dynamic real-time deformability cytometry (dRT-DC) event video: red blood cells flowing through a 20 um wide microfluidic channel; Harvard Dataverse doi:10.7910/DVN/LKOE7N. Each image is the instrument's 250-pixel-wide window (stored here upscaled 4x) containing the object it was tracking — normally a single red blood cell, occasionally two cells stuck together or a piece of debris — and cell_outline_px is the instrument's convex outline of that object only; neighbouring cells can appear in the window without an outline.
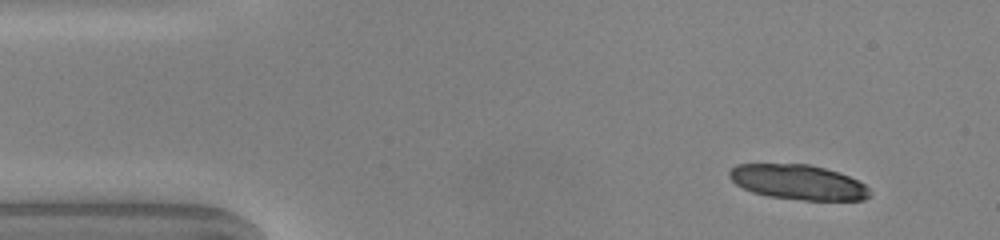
{"species": "common noctule bat (a hibernating species)", "species_latin": "Nyctalus noctula", "temperature_condition": "warm", "stored_images_in_passage": 40, "camera_frame_rate_fps": 3000, "um_per_image_px": 0.085, "animal": {"sex": "male", "body_mass_g": 20.0, "forearm_length_mm": 53.3}, "frame": {"image": 1, "passage_image": 1, "time_ms": 0.0, "image_size_px": [1000, 240], "cell_outline_px": [[872, 196], [864, 200], [804, 200], [768, 196], [752, 192], [736, 184], [728, 176], [728, 172], [736, 164], [808, 164], [824, 168], [848, 176], [864, 184], [872, 192]], "centroid_in_image_um": [67.85, 15.49], "position_along_channel_um": 17.2, "area_um2": 28.5}}
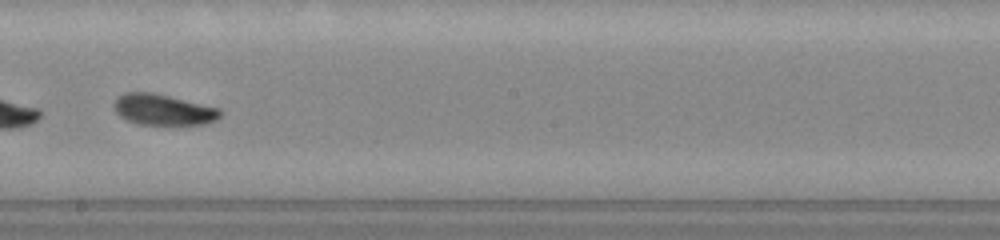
{"frame": {"image": 2, "passage_image": 24, "time_ms": 7.667, "image_size_px": [1000, 240], "cell_outline_px": [[220, 116], [216, 120], [204, 124], [136, 124], [120, 116], [116, 112], [112, 104], [124, 92], [152, 92], [220, 108]], "centroid_in_image_um": [13.85, 9.32], "position_along_channel_um": 234.3, "area_um2": 18.96}}
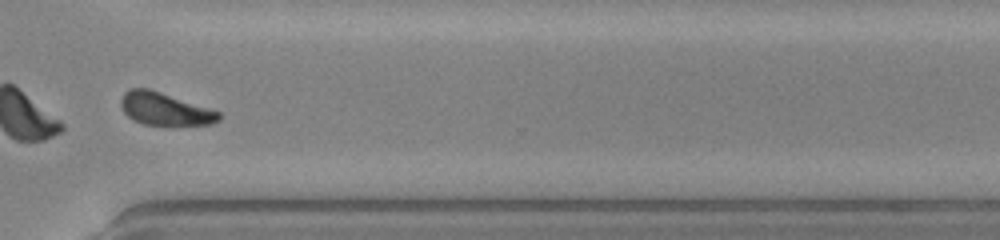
{"frame": {"image": 3, "passage_image": 33, "time_ms": 10.667, "image_size_px": [1000, 240], "cell_outline_px": [[220, 120], [212, 124], [144, 124], [128, 116], [124, 112], [120, 104], [120, 100], [124, 92], [128, 88], [148, 88], [220, 112]], "centroid_in_image_um": [13.97, 9.24], "position_along_channel_um": 356.6, "area_um2": 18.15}, "authors_computed_cell_mechanics": {"area_um2": 19.3919, "velocity_mm_per_s": 4.0556, "shape_relaxation_time_tau1_ms": 1.9923, "shape_relaxation_time_tau2_ms": 7.3965, "deformation_change_tau1": 0.1138, "deformation_change_tau2": 0.1567}}